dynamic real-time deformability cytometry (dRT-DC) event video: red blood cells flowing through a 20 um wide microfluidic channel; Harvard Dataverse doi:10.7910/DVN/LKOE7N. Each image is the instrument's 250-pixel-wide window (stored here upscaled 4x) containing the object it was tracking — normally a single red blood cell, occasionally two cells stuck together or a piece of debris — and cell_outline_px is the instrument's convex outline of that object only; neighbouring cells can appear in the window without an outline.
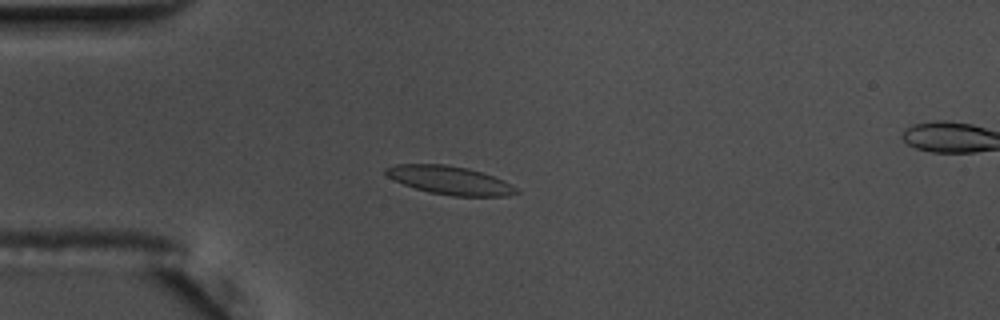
{"species": "common noctule bat (a hibernating species)", "species_latin": "Nyctalus noctula", "temperature_condition": "warm", "stored_images_in_passage": 42, "camera_frame_rate_fps": 3000, "um_per_image_px": 0.085, "animal": {"sex": "male", "body_mass_g": 17.5, "forearm_length_mm": 52.3}, "frame": {"image": 1, "passage_image": 1, "time_ms": 0.0, "image_size_px": [1000, 320], "cell_outline_px": [[520, 192], [508, 196], [452, 196], [428, 192], [404, 184], [388, 176], [384, 172], [384, 168], [396, 164], [444, 164], [468, 168], [504, 180], [516, 188]], "centroid_in_image_um": [38.24, 15.32], "position_along_channel_um": 46.8, "area_um2": 21.44}, "authors_computed_cell_mechanics": {"area_um2": 21.097, "velocity_mm_per_s": 3.5975, "shape_relaxation_time_tau1_ms": null, "shape_relaxation_time_tau2_ms": 3.5617, "deformation_change_tau1": null, "deformation_change_tau2": 0.0838}}